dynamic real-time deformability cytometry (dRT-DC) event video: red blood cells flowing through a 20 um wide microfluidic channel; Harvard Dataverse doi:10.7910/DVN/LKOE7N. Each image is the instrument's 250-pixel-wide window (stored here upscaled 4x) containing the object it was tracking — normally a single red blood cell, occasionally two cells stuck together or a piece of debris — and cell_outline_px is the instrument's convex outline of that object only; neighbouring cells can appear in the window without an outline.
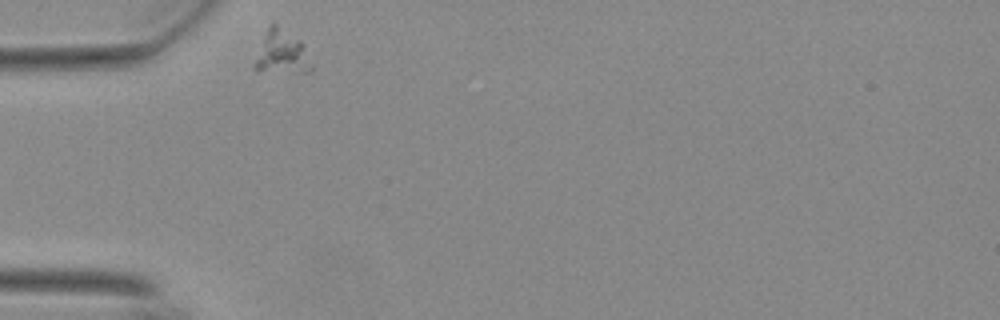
{"species": "Egyptian fruit bat (a non-hibernating species)", "species_latin": "Rousettus aegyptiacus", "temperature_condition": "warm", "stored_images_in_passage": 35, "camera_frame_rate_fps": 3000, "um_per_image_px": 0.085, "animal": {"sex": "female"}, "frame": {"image": 1, "passage_image": 1, "time_ms": 0.0, "image_size_px": [1000, 320], "cell_outline_px": [[312, 72], [256, 72], [252, 68], [252, 64], [268, 24], [272, 20], [300, 40], [304, 44], [312, 64]], "centroid_in_image_um": [23.9, 4.46], "position_along_channel_um": 61.1, "area_um2": 15.03}}
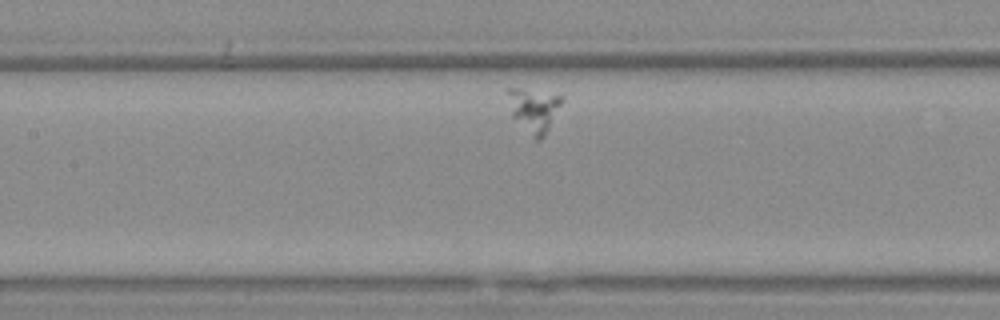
{"frame": {"image": 2, "passage_image": 12, "time_ms": 3.667, "image_size_px": [1000, 320], "cell_outline_px": [[564, 100], [544, 136], [540, 140], [536, 140], [512, 116], [504, 88], [516, 88], [564, 96]], "centroid_in_image_um": [45.36, 9.32], "position_along_channel_um": 162.0, "area_um2": 13.64}}
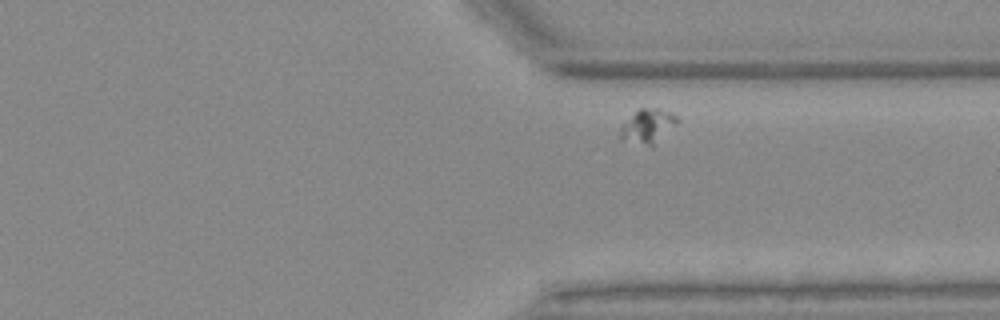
{"frame": {"image": 3, "passage_image": 31, "time_ms": 10.0, "image_size_px": [1000, 320], "cell_outline_px": [[680, 120], [652, 148], [620, 140], [620, 128], [640, 108], [660, 108], [672, 112], [680, 116]], "centroid_in_image_um": [55.11, 10.75], "position_along_channel_um": 356.3, "area_um2": 11.62}}